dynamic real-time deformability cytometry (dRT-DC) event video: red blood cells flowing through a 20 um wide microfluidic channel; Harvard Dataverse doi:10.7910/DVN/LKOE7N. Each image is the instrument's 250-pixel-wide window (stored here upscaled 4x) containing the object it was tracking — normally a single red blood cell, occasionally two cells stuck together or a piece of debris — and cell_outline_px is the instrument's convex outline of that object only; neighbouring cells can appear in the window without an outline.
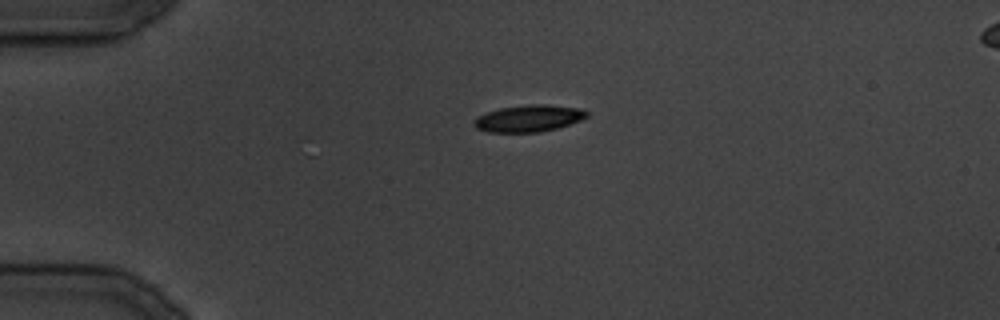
{"species": "common noctule bat (a hibernating species)", "species_latin": "Nyctalus noctula", "temperature_condition": "cold", "stored_images_in_passage": 12, "camera_frame_rate_fps": 3000, "um_per_image_px": 0.085, "animal": {"sex": "male", "body_mass_g": 19.5, "forearm_length_mm": 54.6}, "frame": {"image": 1, "passage_image": 12, "time_ms": 13.667, "image_size_px": [1000, 320], "cell_outline_px": [[588, 116], [580, 120], [556, 128], [540, 132], [488, 132], [476, 128], [472, 124], [472, 120], [476, 116], [500, 108], [528, 104], [548, 104], [580, 108], [588, 112]], "centroid_in_image_um": [44.9, 10.05], "position_along_channel_um": 40.1, "area_um2": 17.69}}